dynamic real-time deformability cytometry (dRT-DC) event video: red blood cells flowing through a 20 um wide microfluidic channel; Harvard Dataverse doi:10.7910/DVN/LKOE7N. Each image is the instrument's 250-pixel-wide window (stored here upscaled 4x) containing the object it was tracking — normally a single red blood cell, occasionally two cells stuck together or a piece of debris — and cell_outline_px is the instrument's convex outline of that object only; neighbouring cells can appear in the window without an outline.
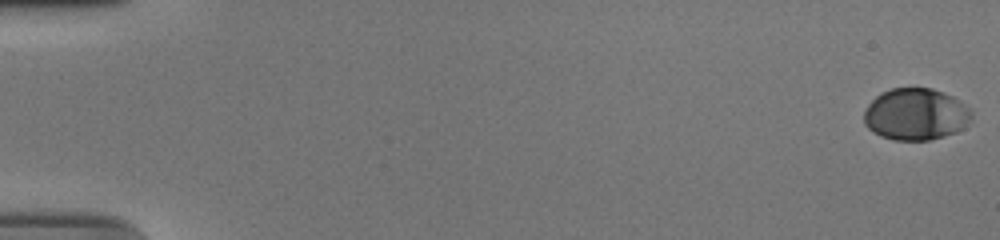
{"species": "human", "species_latin": "Homo sapiens", "temperature_condition": "cold", "stored_images_in_passage": 56, "camera_frame_rate_fps": 3000, "um_per_image_px": 0.085, "donor": {"sex": "male"}, "frame": {"image": 1, "passage_image": 1, "time_ms": 0.0, "image_size_px": [1000, 240], "cell_outline_px": [[972, 116], [964, 128], [956, 132], [944, 136], [928, 140], [892, 140], [880, 136], [872, 132], [864, 124], [864, 112], [868, 104], [876, 96], [892, 88], [932, 88], [952, 96], [964, 104], [972, 112]], "centroid_in_image_um": [77.82, 9.72], "position_along_channel_um": 7.2, "area_um2": 32.48}}
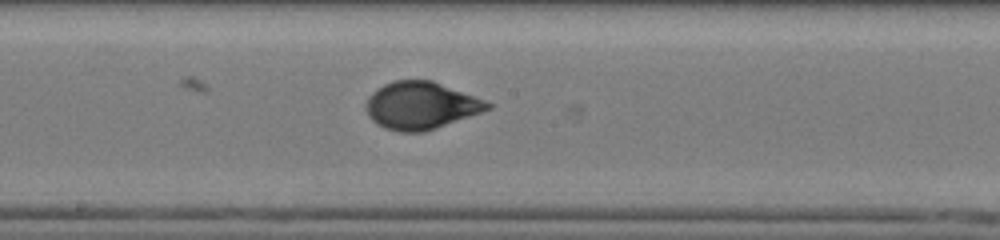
{"frame": {"image": 2, "passage_image": 32, "time_ms": 10.333, "image_size_px": [1000, 240], "cell_outline_px": [[492, 108], [436, 128], [424, 132], [400, 132], [384, 128], [376, 124], [368, 116], [364, 108], [364, 104], [368, 96], [376, 88], [392, 80], [432, 80], [484, 100], [492, 104]], "centroid_in_image_um": [35.71, 8.97], "position_along_channel_um": 212.5, "area_um2": 33.64}}
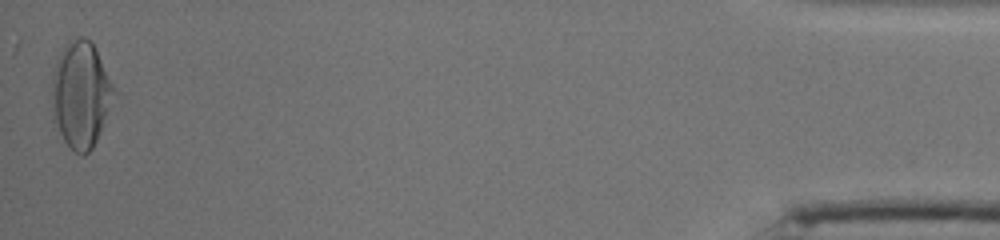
{"frame": {"image": 3, "passage_image": 56, "time_ms": 18.333, "image_size_px": [1000, 240], "cell_outline_px": [[116, 92], [96, 140], [92, 148], [84, 156], [76, 152], [64, 140], [52, 120], [52, 72], [68, 40], [76, 36], [84, 36], [96, 48]], "centroid_in_image_um": [6.85, 8.02], "position_along_channel_um": 428.4, "area_um2": 38.03}, "authors_computed_cell_mechanics": {"area_um2": 33.0327, "velocity_mm_per_s": 3.7384, "shape_relaxation_time_tau1_ms": 4.4537, "shape_relaxation_time_tau2_ms": null, "deformation_change_tau1": 0.1712, "deformation_change_tau2": null}}